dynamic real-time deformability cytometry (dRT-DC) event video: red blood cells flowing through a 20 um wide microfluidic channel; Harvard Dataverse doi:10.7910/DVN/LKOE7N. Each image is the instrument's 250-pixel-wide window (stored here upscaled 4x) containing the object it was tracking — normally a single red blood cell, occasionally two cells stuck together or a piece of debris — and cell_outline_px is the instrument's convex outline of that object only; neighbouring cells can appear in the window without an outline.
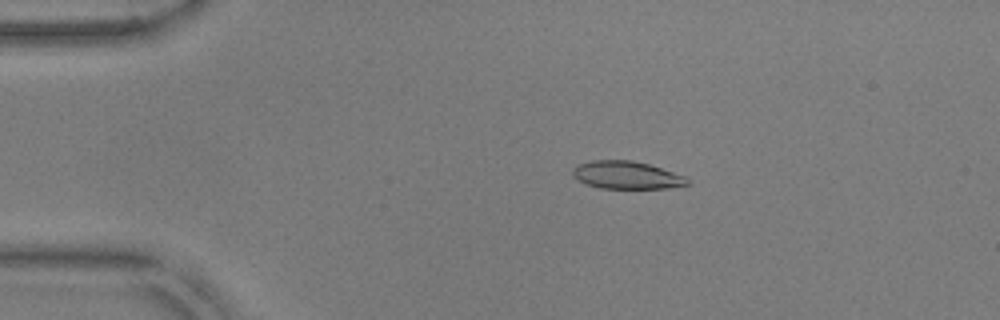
{"species": "common noctule bat (a hibernating species)", "species_latin": "Nyctalus noctula", "temperature_condition": "warm", "stored_images_in_passage": 53, "camera_frame_rate_fps": 3000, "um_per_image_px": 0.085, "animal": {"sex": "male", "body_mass_g": 17.9, "forearm_length_mm": 54.2}, "frame": {"image": 1, "passage_image": 11, "time_ms": 3.333, "image_size_px": [1000, 320], "cell_outline_px": [[692, 184], [668, 188], [600, 188], [584, 184], [572, 176], [572, 168], [580, 164], [592, 160], [632, 160], [648, 164], [684, 176]], "centroid_in_image_um": [53.23, 14.89], "position_along_channel_um": 31.8, "area_um2": 18.5}}
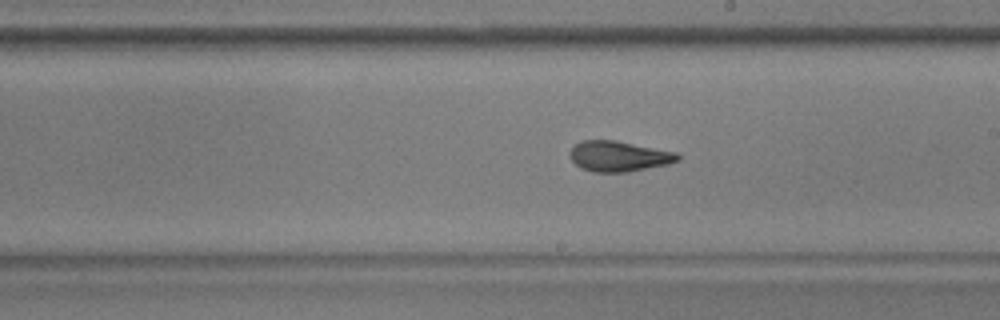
{"frame": {"image": 2, "passage_image": 31, "time_ms": 10.0, "image_size_px": [1000, 320], "cell_outline_px": [[680, 160], [668, 164], [628, 172], [592, 172], [580, 168], [568, 156], [568, 152], [580, 140], [616, 140], [676, 152], [680, 156]], "centroid_in_image_um": [52.57, 13.28], "position_along_channel_um": 236.4, "area_um2": 19.31}}
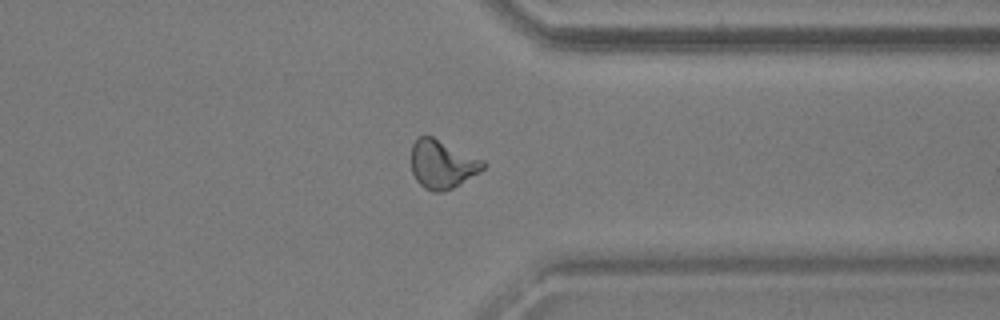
{"frame": {"image": 3, "passage_image": 42, "time_ms": 13.667, "image_size_px": [1000, 320], "cell_outline_px": [[488, 164], [480, 172], [460, 184], [444, 192], [432, 192], [424, 188], [416, 180], [412, 172], [412, 144], [420, 136], [432, 136], [484, 160]], "centroid_in_image_um": [37.61, 13.98], "position_along_channel_um": 373.8, "area_um2": 20.35}, "authors_computed_cell_mechanics": {"area_um2": 19.363, "velocity_mm_per_s": 3.8177, "shape_relaxation_time_tau1_ms": 5.2072, "shape_relaxation_time_tau2_ms": 1.6024, "deformation_change_tau1": 0.1949, "deformation_change_tau2": 0.0927}}